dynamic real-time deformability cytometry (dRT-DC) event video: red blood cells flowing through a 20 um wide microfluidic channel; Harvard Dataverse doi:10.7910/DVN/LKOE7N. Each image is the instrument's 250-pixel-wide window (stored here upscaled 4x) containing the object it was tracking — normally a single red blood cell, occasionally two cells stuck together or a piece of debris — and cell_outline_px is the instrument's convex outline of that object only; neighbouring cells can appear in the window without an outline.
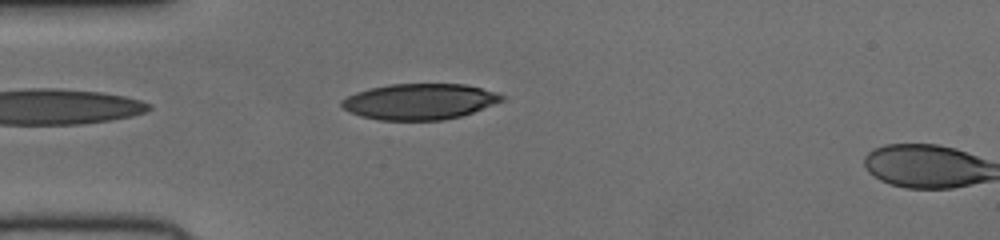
{"species": "human", "species_latin": "Homo sapiens", "temperature_condition": "cold", "stored_images_in_passage": 3, "camera_frame_rate_fps": 3000, "um_per_image_px": 0.085, "donor": {"sex": "female"}, "frame": {"image": 1, "passage_image": 1, "time_ms": 0.0, "image_size_px": [1000, 240], "cell_outline_px": [[504, 100], [472, 112], [460, 116], [444, 120], [380, 120], [360, 116], [344, 108], [340, 104], [340, 100], [356, 92], [372, 88], [392, 84], [464, 84], [496, 92], [504, 96]], "centroid_in_image_um": [35.65, 8.63], "position_along_channel_um": 49.3, "area_um2": 33.18}}